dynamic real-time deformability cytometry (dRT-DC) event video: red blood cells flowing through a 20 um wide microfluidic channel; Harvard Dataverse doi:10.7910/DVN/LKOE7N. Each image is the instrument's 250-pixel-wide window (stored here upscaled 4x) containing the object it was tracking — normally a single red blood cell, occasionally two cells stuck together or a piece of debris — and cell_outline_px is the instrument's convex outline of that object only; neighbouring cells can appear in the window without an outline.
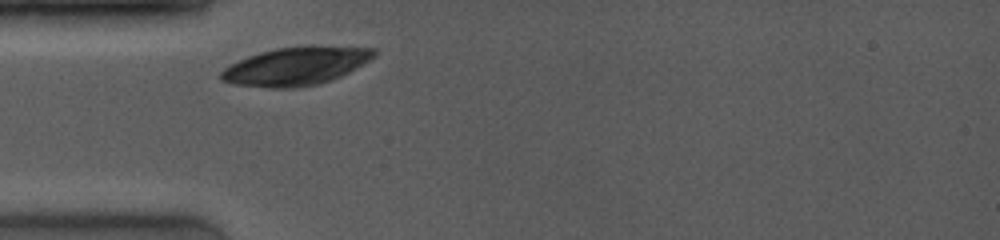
{"species": "common noctule bat (a hibernating species)", "species_latin": "Nyctalus noctula", "temperature_condition": "room temperature", "stored_images_in_passage": 2, "camera_frame_rate_fps": 4000, "um_per_image_px": 0.085, "animal": {"sex": "female", "body_mass_g": 19.0, "forearm_length_mm": 53.3}, "frame": {"image": 1, "passage_image": 1, "time_ms": 0.0, "image_size_px": [1000, 240], "cell_outline_px": [[376, 56], [348, 72], [332, 80], [316, 84], [296, 88], [268, 88], [232, 84], [220, 80], [220, 72], [224, 68], [248, 56], [260, 52], [276, 48], [376, 48]], "centroid_in_image_um": [25.07, 5.67], "position_along_channel_um": 59.9, "area_um2": 33.0}}